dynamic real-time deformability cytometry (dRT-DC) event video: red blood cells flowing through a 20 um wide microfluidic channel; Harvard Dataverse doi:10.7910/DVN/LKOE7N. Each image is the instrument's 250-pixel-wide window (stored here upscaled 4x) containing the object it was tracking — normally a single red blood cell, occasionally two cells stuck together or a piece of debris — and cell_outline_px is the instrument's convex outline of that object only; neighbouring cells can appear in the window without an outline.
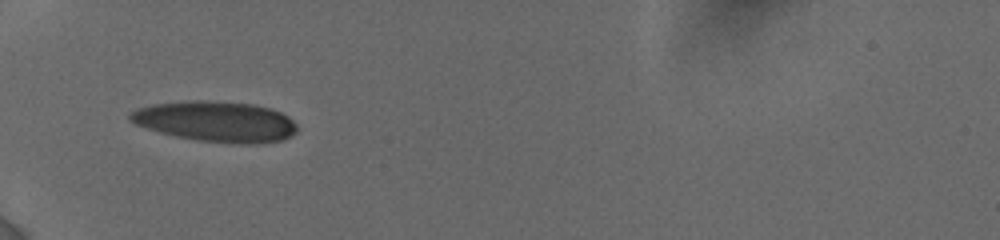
{"species": "human", "species_latin": "Homo sapiens", "temperature_condition": "cold", "stored_images_in_passage": 59, "camera_frame_rate_fps": 3000, "um_per_image_px": 0.085, "donor": {"sex": "female"}, "frame": {"image": 1, "passage_image": 1, "time_ms": 0.0, "image_size_px": [1000, 240], "cell_outline_px": [[300, 128], [292, 136], [284, 140], [256, 144], [236, 144], [196, 140], [176, 136], [160, 132], [136, 124], [128, 120], [128, 116], [136, 108], [152, 104], [252, 104], [272, 108], [288, 116]], "centroid_in_image_um": [18.45, 10.4], "position_along_channel_um": 66.6, "area_um2": 38.15}}
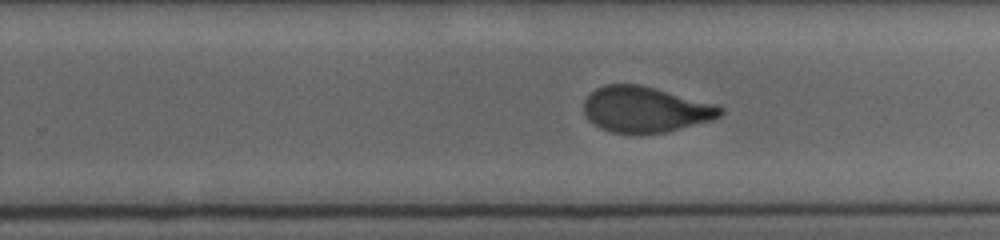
{"frame": {"image": 2, "passage_image": 34, "time_ms": 5.667, "image_size_px": [1000, 240], "cell_outline_px": [[724, 112], [720, 116], [712, 120], [668, 132], [640, 136], [612, 132], [600, 128], [588, 120], [584, 112], [584, 100], [596, 88], [604, 84], [640, 84], [716, 104], [724, 108]], "centroid_in_image_um": [54.86, 9.33], "position_along_channel_um": 274.9, "area_um2": 37.05}}
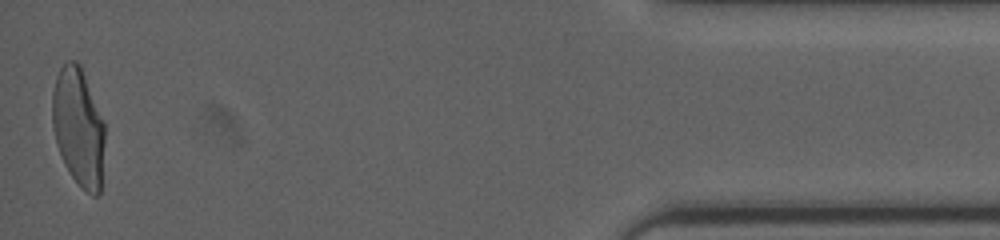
{"frame": {"image": 3, "passage_image": 59, "time_ms": 11.333, "image_size_px": [1000, 240], "cell_outline_px": [[104, 140], [100, 192], [96, 196], [92, 196], [72, 176], [64, 164], [56, 144], [52, 128], [52, 92], [56, 76], [60, 68], [68, 60], [76, 60], [80, 64], [104, 120]], "centroid_in_image_um": [6.65, 10.76], "position_along_channel_um": 428.6, "area_um2": 36.18}, "authors_computed_cell_mechanics": {"area_um2": 37.859, "velocity_mm_per_s": 3.8492, "shape_relaxation_time_tau1_ms": 7.8145, "shape_relaxation_time_tau2_ms": 1.0207, "deformation_change_tau1": 0.2321, "deformation_change_tau2": 0.0679}}